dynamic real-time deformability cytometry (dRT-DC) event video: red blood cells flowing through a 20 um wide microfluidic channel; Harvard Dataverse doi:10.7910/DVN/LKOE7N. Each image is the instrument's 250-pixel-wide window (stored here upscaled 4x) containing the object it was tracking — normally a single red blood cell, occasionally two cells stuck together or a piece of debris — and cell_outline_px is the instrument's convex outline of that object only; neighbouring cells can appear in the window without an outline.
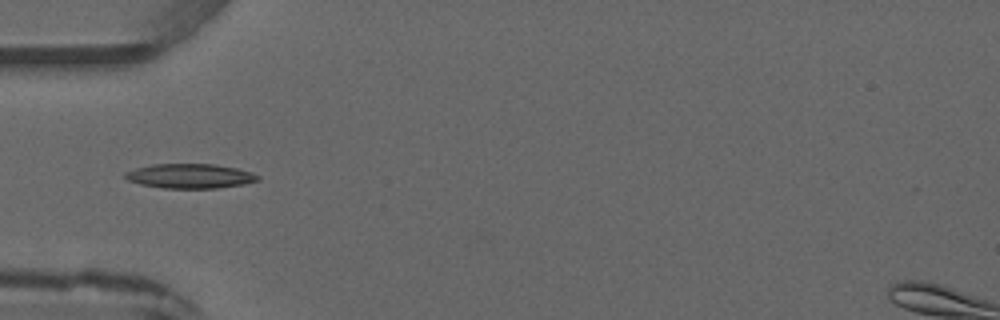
{"species": "common noctule bat (a hibernating species)", "species_latin": "Nyctalus noctula", "temperature_condition": "warm", "stored_images_in_passage": 4, "camera_frame_rate_fps": 3000, "um_per_image_px": 0.085, "animal": {"sex": "male", "forearm_length_mm": 52.5}, "frame": {"image": 1, "passage_image": 4, "time_ms": 4.333, "image_size_px": [1000, 320], "cell_outline_px": [[260, 180], [244, 184], [216, 188], [160, 188], [140, 184], [128, 180], [124, 176], [124, 172], [136, 168], [152, 164], [212, 164], [236, 168], [252, 172], [260, 176]], "centroid_in_image_um": [16.15, 14.96], "position_along_channel_um": 68.9, "area_um2": 19.02}}